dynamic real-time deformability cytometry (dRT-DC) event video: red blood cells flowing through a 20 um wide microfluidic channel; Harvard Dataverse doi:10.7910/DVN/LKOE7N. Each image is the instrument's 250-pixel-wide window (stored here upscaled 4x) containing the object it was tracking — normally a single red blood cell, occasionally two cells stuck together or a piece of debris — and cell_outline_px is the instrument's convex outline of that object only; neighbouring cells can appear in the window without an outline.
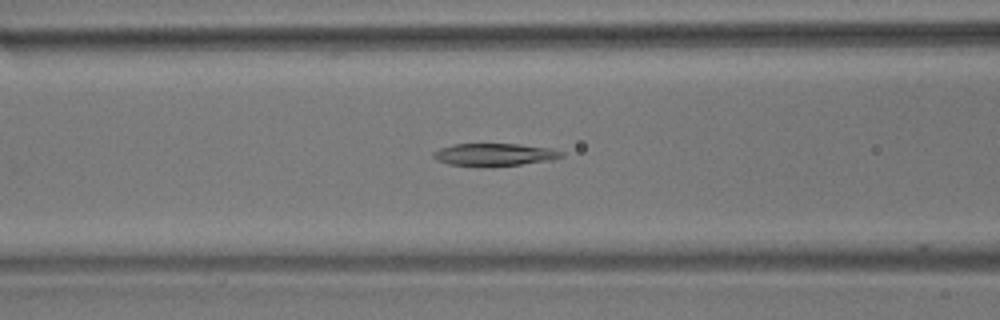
{"species": "common noctule bat (a hibernating species)", "species_latin": "Nyctalus noctula", "temperature_condition": "room temperature", "stored_images_in_passage": 44, "camera_frame_rate_fps": 3000, "um_per_image_px": 0.085, "animal": {"sex": "male", "body_mass_g": 17.9}, "frame": {"image": 1, "passage_image": 10, "time_ms": 3.0, "image_size_px": [1000, 320], "cell_outline_px": [[564, 156], [552, 160], [520, 164], [448, 164], [436, 160], [432, 156], [432, 152], [440, 148], [452, 144], [520, 144], [552, 148], [564, 152]], "centroid_in_image_um": [42.06, 13.1], "position_along_channel_um": 124.5, "area_um2": 16.24}}
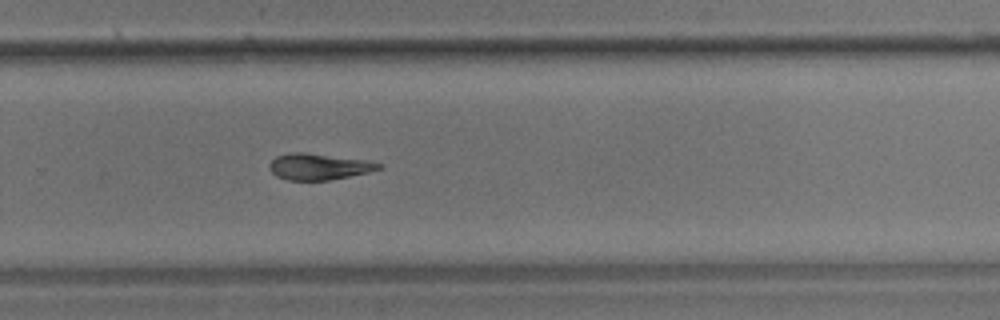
{"frame": {"image": 2, "passage_image": 25, "time_ms": 8.0, "image_size_px": [1000, 320], "cell_outline_px": [[384, 168], [368, 172], [328, 180], [288, 180], [276, 176], [268, 168], [268, 164], [276, 156], [288, 152], [304, 152], [368, 160], [384, 164]], "centroid_in_image_um": [27.1, 14.15], "position_along_channel_um": 302.7, "area_um2": 16.88}}
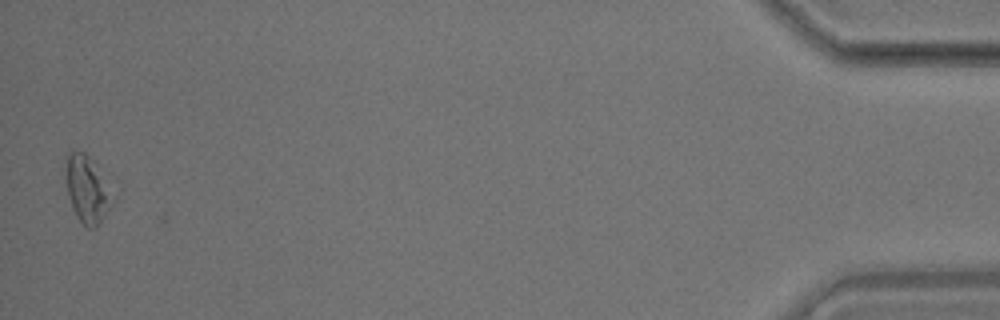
{"frame": {"image": 3, "passage_image": 43, "time_ms": 14.0, "image_size_px": [1000, 320], "cell_outline_px": [[116, 196], [112, 204], [96, 228], [88, 228], [76, 216], [72, 208], [68, 196], [68, 152], [84, 152], [92, 160]], "centroid_in_image_um": [7.47, 16.15], "position_along_channel_um": 427.7, "area_um2": 17.69}, "authors_computed_cell_mechanics": {"area_um2": 17.2822, "velocity_mm_per_s": 3.5633, "shape_relaxation_time_tau1_ms": null, "shape_relaxation_time_tau2_ms": 5.1773, "deformation_change_tau1": null, "deformation_change_tau2": 0.1325}}